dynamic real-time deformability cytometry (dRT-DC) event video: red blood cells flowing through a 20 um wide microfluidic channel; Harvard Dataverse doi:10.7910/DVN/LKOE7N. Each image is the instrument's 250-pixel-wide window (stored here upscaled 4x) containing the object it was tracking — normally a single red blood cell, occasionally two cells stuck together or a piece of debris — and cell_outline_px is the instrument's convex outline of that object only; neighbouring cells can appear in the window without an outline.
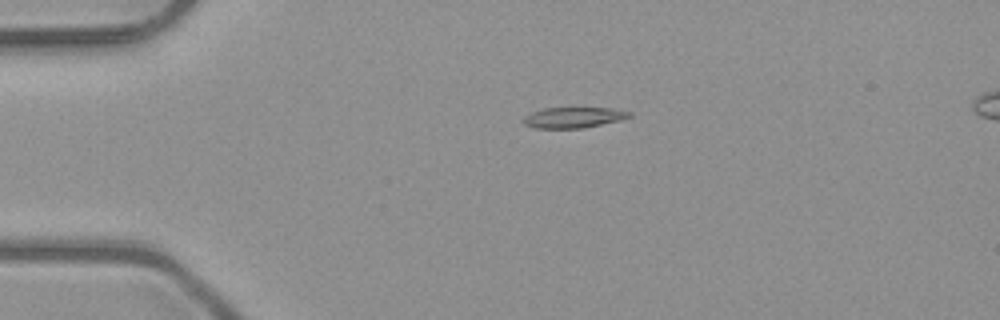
{"species": "common noctule bat (a hibernating species)", "species_latin": "Nyctalus noctula", "temperature_condition": "room temperature", "stored_images_in_passage": 3, "camera_frame_rate_fps": 3000, "um_per_image_px": 0.085, "animal": {"sex": "male", "body_mass_g": 23.1, "forearm_length_mm": 52.7}, "frame": {"image": 1, "passage_image": 1, "time_ms": 0.0, "image_size_px": [1000, 320], "cell_outline_px": [[632, 116], [620, 120], [584, 128], [536, 128], [524, 124], [520, 120], [524, 116], [532, 112], [544, 108], [612, 108], [632, 112]], "centroid_in_image_um": [48.73, 9.99], "position_along_channel_um": 36.3, "area_um2": 12.83}}